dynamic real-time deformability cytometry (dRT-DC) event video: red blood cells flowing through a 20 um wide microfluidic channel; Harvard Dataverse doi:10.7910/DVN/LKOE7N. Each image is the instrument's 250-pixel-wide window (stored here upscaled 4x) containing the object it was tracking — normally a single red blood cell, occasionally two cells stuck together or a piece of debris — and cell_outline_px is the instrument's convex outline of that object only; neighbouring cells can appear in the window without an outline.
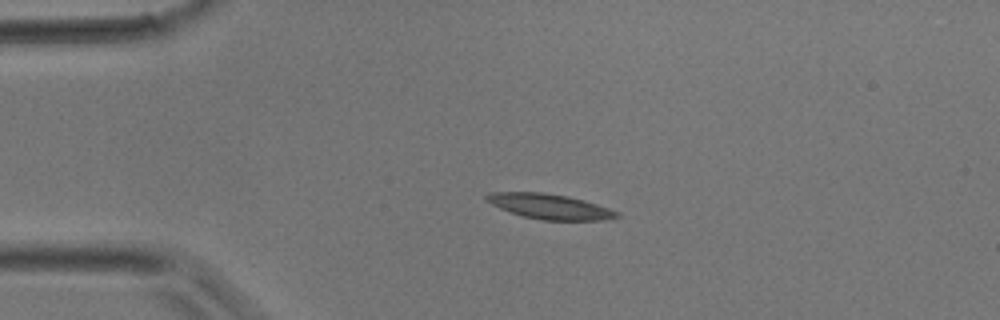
{"species": "common noctule bat (a hibernating species)", "species_latin": "Nyctalus noctula", "temperature_condition": "room temperature", "stored_images_in_passage": 14, "camera_frame_rate_fps": 3000, "um_per_image_px": 0.085, "animal": {"sex": "male", "body_mass_g": 17.9}, "frame": {"image": 1, "passage_image": 8, "time_ms": 2.333, "image_size_px": [1000, 320], "cell_outline_px": [[620, 216], [604, 220], [544, 220], [524, 216], [500, 208], [484, 200], [484, 196], [492, 192], [544, 192], [568, 196], [584, 200], [620, 212]], "centroid_in_image_um": [46.73, 17.54], "position_along_channel_um": 38.3, "area_um2": 18.96}}
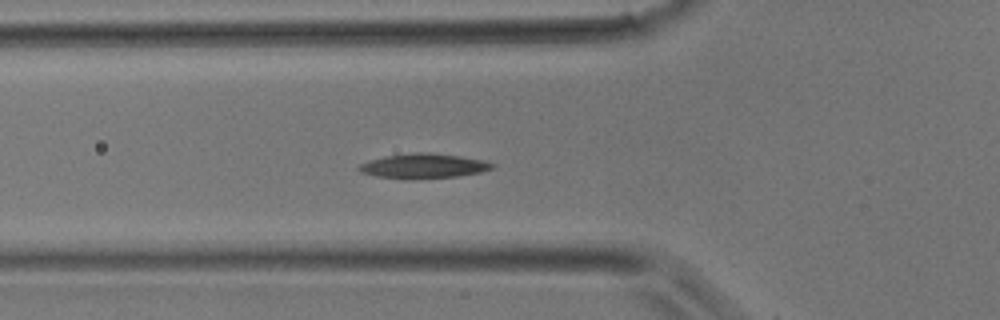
{"frame": {"image": 2, "passage_image": 13, "time_ms": 4.0, "image_size_px": [1000, 320], "cell_outline_px": [[496, 164], [492, 168], [480, 172], [456, 176], [376, 176], [360, 172], [356, 168], [360, 164], [368, 160], [384, 156], [416, 152], [428, 152], [460, 156], [484, 160]], "centroid_in_image_um": [36.01, 14.05], "position_along_channel_um": 89.8, "area_um2": 18.21}}